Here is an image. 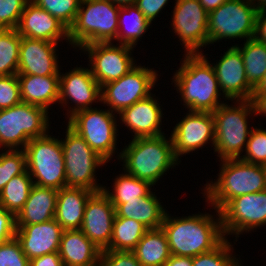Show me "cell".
Listing matches in <instances>:
<instances>
[{
  "label": "cell",
  "mask_w": 266,
  "mask_h": 266,
  "mask_svg": "<svg viewBox=\"0 0 266 266\" xmlns=\"http://www.w3.org/2000/svg\"><path fill=\"white\" fill-rule=\"evenodd\" d=\"M173 217L168 211L162 223L171 255L194 257L212 251L224 239L220 211Z\"/></svg>",
  "instance_id": "cell-1"
},
{
  "label": "cell",
  "mask_w": 266,
  "mask_h": 266,
  "mask_svg": "<svg viewBox=\"0 0 266 266\" xmlns=\"http://www.w3.org/2000/svg\"><path fill=\"white\" fill-rule=\"evenodd\" d=\"M172 77L188 111L214 112L223 102L213 64L204 53L184 54Z\"/></svg>",
  "instance_id": "cell-2"
},
{
  "label": "cell",
  "mask_w": 266,
  "mask_h": 266,
  "mask_svg": "<svg viewBox=\"0 0 266 266\" xmlns=\"http://www.w3.org/2000/svg\"><path fill=\"white\" fill-rule=\"evenodd\" d=\"M166 137L163 134L132 139L120 153L117 152L118 160H123L124 172L149 182L154 188L170 168L181 162L174 154L171 136Z\"/></svg>",
  "instance_id": "cell-3"
},
{
  "label": "cell",
  "mask_w": 266,
  "mask_h": 266,
  "mask_svg": "<svg viewBox=\"0 0 266 266\" xmlns=\"http://www.w3.org/2000/svg\"><path fill=\"white\" fill-rule=\"evenodd\" d=\"M220 166L218 178L207 182L202 193L206 196L205 202L214 210L220 211L237 196L266 190V166L250 164L239 158L221 160Z\"/></svg>",
  "instance_id": "cell-4"
},
{
  "label": "cell",
  "mask_w": 266,
  "mask_h": 266,
  "mask_svg": "<svg viewBox=\"0 0 266 266\" xmlns=\"http://www.w3.org/2000/svg\"><path fill=\"white\" fill-rule=\"evenodd\" d=\"M120 6L110 0H81L74 24L69 29L73 48L117 41Z\"/></svg>",
  "instance_id": "cell-5"
},
{
  "label": "cell",
  "mask_w": 266,
  "mask_h": 266,
  "mask_svg": "<svg viewBox=\"0 0 266 266\" xmlns=\"http://www.w3.org/2000/svg\"><path fill=\"white\" fill-rule=\"evenodd\" d=\"M227 103L221 104L212 112L215 128L213 150L218 153L219 160L240 158L253 129V126L248 127V118L254 114L252 102L234 100V106Z\"/></svg>",
  "instance_id": "cell-6"
},
{
  "label": "cell",
  "mask_w": 266,
  "mask_h": 266,
  "mask_svg": "<svg viewBox=\"0 0 266 266\" xmlns=\"http://www.w3.org/2000/svg\"><path fill=\"white\" fill-rule=\"evenodd\" d=\"M48 110L21 102L13 107L0 110V149L24 150L33 138L49 132Z\"/></svg>",
  "instance_id": "cell-7"
},
{
  "label": "cell",
  "mask_w": 266,
  "mask_h": 266,
  "mask_svg": "<svg viewBox=\"0 0 266 266\" xmlns=\"http://www.w3.org/2000/svg\"><path fill=\"white\" fill-rule=\"evenodd\" d=\"M27 171L33 183L57 190L66 187L64 157L60 140L49 133L31 139L24 148Z\"/></svg>",
  "instance_id": "cell-8"
},
{
  "label": "cell",
  "mask_w": 266,
  "mask_h": 266,
  "mask_svg": "<svg viewBox=\"0 0 266 266\" xmlns=\"http://www.w3.org/2000/svg\"><path fill=\"white\" fill-rule=\"evenodd\" d=\"M65 130V139H61V145L66 187H82L93 192L101 191L103 186L97 183L95 172L99 167L106 165L107 161L96 153L69 125Z\"/></svg>",
  "instance_id": "cell-9"
},
{
  "label": "cell",
  "mask_w": 266,
  "mask_h": 266,
  "mask_svg": "<svg viewBox=\"0 0 266 266\" xmlns=\"http://www.w3.org/2000/svg\"><path fill=\"white\" fill-rule=\"evenodd\" d=\"M257 9L249 0H227L208 13V45L223 39H251Z\"/></svg>",
  "instance_id": "cell-10"
},
{
  "label": "cell",
  "mask_w": 266,
  "mask_h": 266,
  "mask_svg": "<svg viewBox=\"0 0 266 266\" xmlns=\"http://www.w3.org/2000/svg\"><path fill=\"white\" fill-rule=\"evenodd\" d=\"M117 114L109 109L90 108L76 112L68 119V125L107 162L115 155L118 128Z\"/></svg>",
  "instance_id": "cell-11"
},
{
  "label": "cell",
  "mask_w": 266,
  "mask_h": 266,
  "mask_svg": "<svg viewBox=\"0 0 266 266\" xmlns=\"http://www.w3.org/2000/svg\"><path fill=\"white\" fill-rule=\"evenodd\" d=\"M158 71L148 66L136 65L118 80L101 87V102L109 110L119 114L125 108L148 97L158 79Z\"/></svg>",
  "instance_id": "cell-12"
},
{
  "label": "cell",
  "mask_w": 266,
  "mask_h": 266,
  "mask_svg": "<svg viewBox=\"0 0 266 266\" xmlns=\"http://www.w3.org/2000/svg\"><path fill=\"white\" fill-rule=\"evenodd\" d=\"M113 43L98 42L79 48L88 54L89 69L101 87L118 80L137 65L131 52L134 47Z\"/></svg>",
  "instance_id": "cell-13"
},
{
  "label": "cell",
  "mask_w": 266,
  "mask_h": 266,
  "mask_svg": "<svg viewBox=\"0 0 266 266\" xmlns=\"http://www.w3.org/2000/svg\"><path fill=\"white\" fill-rule=\"evenodd\" d=\"M222 230L225 238L250 232L266 225V190L237 196L221 210Z\"/></svg>",
  "instance_id": "cell-14"
},
{
  "label": "cell",
  "mask_w": 266,
  "mask_h": 266,
  "mask_svg": "<svg viewBox=\"0 0 266 266\" xmlns=\"http://www.w3.org/2000/svg\"><path fill=\"white\" fill-rule=\"evenodd\" d=\"M172 31L178 35L186 54L202 53L208 45V13L199 0H175Z\"/></svg>",
  "instance_id": "cell-15"
},
{
  "label": "cell",
  "mask_w": 266,
  "mask_h": 266,
  "mask_svg": "<svg viewBox=\"0 0 266 266\" xmlns=\"http://www.w3.org/2000/svg\"><path fill=\"white\" fill-rule=\"evenodd\" d=\"M69 72L59 77V104L68 106V119L76 112L93 108L92 103H101V86L92 76L89 67H74ZM71 101V102H69ZM70 113V114H69Z\"/></svg>",
  "instance_id": "cell-16"
},
{
  "label": "cell",
  "mask_w": 266,
  "mask_h": 266,
  "mask_svg": "<svg viewBox=\"0 0 266 266\" xmlns=\"http://www.w3.org/2000/svg\"><path fill=\"white\" fill-rule=\"evenodd\" d=\"M171 139L178 160L181 155L199 151L207 143H211L213 145L211 147H214L215 128L212 112L188 111L186 116L173 127Z\"/></svg>",
  "instance_id": "cell-17"
},
{
  "label": "cell",
  "mask_w": 266,
  "mask_h": 266,
  "mask_svg": "<svg viewBox=\"0 0 266 266\" xmlns=\"http://www.w3.org/2000/svg\"><path fill=\"white\" fill-rule=\"evenodd\" d=\"M213 68L225 101L251 99L254 87L247 80L243 58L237 45L227 49Z\"/></svg>",
  "instance_id": "cell-18"
},
{
  "label": "cell",
  "mask_w": 266,
  "mask_h": 266,
  "mask_svg": "<svg viewBox=\"0 0 266 266\" xmlns=\"http://www.w3.org/2000/svg\"><path fill=\"white\" fill-rule=\"evenodd\" d=\"M115 217V207L104 191L94 192L86 203L80 230L99 249L106 250L112 238Z\"/></svg>",
  "instance_id": "cell-19"
},
{
  "label": "cell",
  "mask_w": 266,
  "mask_h": 266,
  "mask_svg": "<svg viewBox=\"0 0 266 266\" xmlns=\"http://www.w3.org/2000/svg\"><path fill=\"white\" fill-rule=\"evenodd\" d=\"M56 47L58 43L22 37L17 74L60 75Z\"/></svg>",
  "instance_id": "cell-20"
},
{
  "label": "cell",
  "mask_w": 266,
  "mask_h": 266,
  "mask_svg": "<svg viewBox=\"0 0 266 266\" xmlns=\"http://www.w3.org/2000/svg\"><path fill=\"white\" fill-rule=\"evenodd\" d=\"M154 97L155 94H150L119 113V121L134 133L133 139L164 134L161 128L163 108L158 103V98Z\"/></svg>",
  "instance_id": "cell-21"
},
{
  "label": "cell",
  "mask_w": 266,
  "mask_h": 266,
  "mask_svg": "<svg viewBox=\"0 0 266 266\" xmlns=\"http://www.w3.org/2000/svg\"><path fill=\"white\" fill-rule=\"evenodd\" d=\"M22 37L43 39L58 43L60 39L69 42V29L46 10L29 1L16 28Z\"/></svg>",
  "instance_id": "cell-22"
},
{
  "label": "cell",
  "mask_w": 266,
  "mask_h": 266,
  "mask_svg": "<svg viewBox=\"0 0 266 266\" xmlns=\"http://www.w3.org/2000/svg\"><path fill=\"white\" fill-rule=\"evenodd\" d=\"M63 229L55 219L33 225H16L15 237L29 260L58 252Z\"/></svg>",
  "instance_id": "cell-23"
},
{
  "label": "cell",
  "mask_w": 266,
  "mask_h": 266,
  "mask_svg": "<svg viewBox=\"0 0 266 266\" xmlns=\"http://www.w3.org/2000/svg\"><path fill=\"white\" fill-rule=\"evenodd\" d=\"M101 252L81 230H63L58 253L64 266H99Z\"/></svg>",
  "instance_id": "cell-24"
},
{
  "label": "cell",
  "mask_w": 266,
  "mask_h": 266,
  "mask_svg": "<svg viewBox=\"0 0 266 266\" xmlns=\"http://www.w3.org/2000/svg\"><path fill=\"white\" fill-rule=\"evenodd\" d=\"M94 192L82 187L58 190L54 219L63 230H80L87 201Z\"/></svg>",
  "instance_id": "cell-25"
},
{
  "label": "cell",
  "mask_w": 266,
  "mask_h": 266,
  "mask_svg": "<svg viewBox=\"0 0 266 266\" xmlns=\"http://www.w3.org/2000/svg\"><path fill=\"white\" fill-rule=\"evenodd\" d=\"M58 190L33 185L22 210L16 215V225H33L54 219Z\"/></svg>",
  "instance_id": "cell-26"
},
{
  "label": "cell",
  "mask_w": 266,
  "mask_h": 266,
  "mask_svg": "<svg viewBox=\"0 0 266 266\" xmlns=\"http://www.w3.org/2000/svg\"><path fill=\"white\" fill-rule=\"evenodd\" d=\"M21 100L24 103L50 109L51 104L59 101L60 75L36 76L17 74Z\"/></svg>",
  "instance_id": "cell-27"
},
{
  "label": "cell",
  "mask_w": 266,
  "mask_h": 266,
  "mask_svg": "<svg viewBox=\"0 0 266 266\" xmlns=\"http://www.w3.org/2000/svg\"><path fill=\"white\" fill-rule=\"evenodd\" d=\"M155 192L151 191L145 197L126 200V203L112 204L116 217H126L140 222L148 229L162 227L167 210L161 205Z\"/></svg>",
  "instance_id": "cell-28"
},
{
  "label": "cell",
  "mask_w": 266,
  "mask_h": 266,
  "mask_svg": "<svg viewBox=\"0 0 266 266\" xmlns=\"http://www.w3.org/2000/svg\"><path fill=\"white\" fill-rule=\"evenodd\" d=\"M141 266H164L171 256L168 239L161 228L149 229L133 250Z\"/></svg>",
  "instance_id": "cell-29"
},
{
  "label": "cell",
  "mask_w": 266,
  "mask_h": 266,
  "mask_svg": "<svg viewBox=\"0 0 266 266\" xmlns=\"http://www.w3.org/2000/svg\"><path fill=\"white\" fill-rule=\"evenodd\" d=\"M150 26L151 23L145 18L135 4L120 7L118 14L117 41L122 45L135 47L138 40H140L139 38L148 31Z\"/></svg>",
  "instance_id": "cell-30"
},
{
  "label": "cell",
  "mask_w": 266,
  "mask_h": 266,
  "mask_svg": "<svg viewBox=\"0 0 266 266\" xmlns=\"http://www.w3.org/2000/svg\"><path fill=\"white\" fill-rule=\"evenodd\" d=\"M148 230L134 219L115 217L112 238L106 250L133 251Z\"/></svg>",
  "instance_id": "cell-31"
},
{
  "label": "cell",
  "mask_w": 266,
  "mask_h": 266,
  "mask_svg": "<svg viewBox=\"0 0 266 266\" xmlns=\"http://www.w3.org/2000/svg\"><path fill=\"white\" fill-rule=\"evenodd\" d=\"M33 185V180L27 170L13 177L0 192V207L16 217L26 203Z\"/></svg>",
  "instance_id": "cell-32"
},
{
  "label": "cell",
  "mask_w": 266,
  "mask_h": 266,
  "mask_svg": "<svg viewBox=\"0 0 266 266\" xmlns=\"http://www.w3.org/2000/svg\"><path fill=\"white\" fill-rule=\"evenodd\" d=\"M125 173V174H124ZM119 174L114 179L113 191H109V187L103 186L104 193L110 199L112 204L126 203V200L138 199V197H145L151 192V185L149 182L140 180L139 178L130 175L126 172Z\"/></svg>",
  "instance_id": "cell-33"
},
{
  "label": "cell",
  "mask_w": 266,
  "mask_h": 266,
  "mask_svg": "<svg viewBox=\"0 0 266 266\" xmlns=\"http://www.w3.org/2000/svg\"><path fill=\"white\" fill-rule=\"evenodd\" d=\"M237 47L243 58L247 80L255 88L266 72V45L251 38Z\"/></svg>",
  "instance_id": "cell-34"
},
{
  "label": "cell",
  "mask_w": 266,
  "mask_h": 266,
  "mask_svg": "<svg viewBox=\"0 0 266 266\" xmlns=\"http://www.w3.org/2000/svg\"><path fill=\"white\" fill-rule=\"evenodd\" d=\"M21 38L16 29H0V76L17 74Z\"/></svg>",
  "instance_id": "cell-35"
},
{
  "label": "cell",
  "mask_w": 266,
  "mask_h": 266,
  "mask_svg": "<svg viewBox=\"0 0 266 266\" xmlns=\"http://www.w3.org/2000/svg\"><path fill=\"white\" fill-rule=\"evenodd\" d=\"M231 244L225 238L212 251L194 256L192 258V266H242L237 256H233L234 248Z\"/></svg>",
  "instance_id": "cell-36"
},
{
  "label": "cell",
  "mask_w": 266,
  "mask_h": 266,
  "mask_svg": "<svg viewBox=\"0 0 266 266\" xmlns=\"http://www.w3.org/2000/svg\"><path fill=\"white\" fill-rule=\"evenodd\" d=\"M46 10L68 29L74 24L81 0H30Z\"/></svg>",
  "instance_id": "cell-37"
},
{
  "label": "cell",
  "mask_w": 266,
  "mask_h": 266,
  "mask_svg": "<svg viewBox=\"0 0 266 266\" xmlns=\"http://www.w3.org/2000/svg\"><path fill=\"white\" fill-rule=\"evenodd\" d=\"M27 170L24 150H3L0 152V192L15 176Z\"/></svg>",
  "instance_id": "cell-38"
},
{
  "label": "cell",
  "mask_w": 266,
  "mask_h": 266,
  "mask_svg": "<svg viewBox=\"0 0 266 266\" xmlns=\"http://www.w3.org/2000/svg\"><path fill=\"white\" fill-rule=\"evenodd\" d=\"M244 151L246 154L240 156V160L266 166V129L261 125L253 127Z\"/></svg>",
  "instance_id": "cell-39"
},
{
  "label": "cell",
  "mask_w": 266,
  "mask_h": 266,
  "mask_svg": "<svg viewBox=\"0 0 266 266\" xmlns=\"http://www.w3.org/2000/svg\"><path fill=\"white\" fill-rule=\"evenodd\" d=\"M30 0H0V29H16Z\"/></svg>",
  "instance_id": "cell-40"
},
{
  "label": "cell",
  "mask_w": 266,
  "mask_h": 266,
  "mask_svg": "<svg viewBox=\"0 0 266 266\" xmlns=\"http://www.w3.org/2000/svg\"><path fill=\"white\" fill-rule=\"evenodd\" d=\"M21 102L17 74L0 76V110L13 107Z\"/></svg>",
  "instance_id": "cell-41"
},
{
  "label": "cell",
  "mask_w": 266,
  "mask_h": 266,
  "mask_svg": "<svg viewBox=\"0 0 266 266\" xmlns=\"http://www.w3.org/2000/svg\"><path fill=\"white\" fill-rule=\"evenodd\" d=\"M0 266H29V259L16 237L0 244Z\"/></svg>",
  "instance_id": "cell-42"
},
{
  "label": "cell",
  "mask_w": 266,
  "mask_h": 266,
  "mask_svg": "<svg viewBox=\"0 0 266 266\" xmlns=\"http://www.w3.org/2000/svg\"><path fill=\"white\" fill-rule=\"evenodd\" d=\"M99 266H141L133 251L103 250Z\"/></svg>",
  "instance_id": "cell-43"
},
{
  "label": "cell",
  "mask_w": 266,
  "mask_h": 266,
  "mask_svg": "<svg viewBox=\"0 0 266 266\" xmlns=\"http://www.w3.org/2000/svg\"><path fill=\"white\" fill-rule=\"evenodd\" d=\"M16 218L3 207H0V244L15 237Z\"/></svg>",
  "instance_id": "cell-44"
},
{
  "label": "cell",
  "mask_w": 266,
  "mask_h": 266,
  "mask_svg": "<svg viewBox=\"0 0 266 266\" xmlns=\"http://www.w3.org/2000/svg\"><path fill=\"white\" fill-rule=\"evenodd\" d=\"M168 2L169 0H137L135 5L145 18L152 23Z\"/></svg>",
  "instance_id": "cell-45"
},
{
  "label": "cell",
  "mask_w": 266,
  "mask_h": 266,
  "mask_svg": "<svg viewBox=\"0 0 266 266\" xmlns=\"http://www.w3.org/2000/svg\"><path fill=\"white\" fill-rule=\"evenodd\" d=\"M29 266H64L58 252L45 254L29 260Z\"/></svg>",
  "instance_id": "cell-46"
},
{
  "label": "cell",
  "mask_w": 266,
  "mask_h": 266,
  "mask_svg": "<svg viewBox=\"0 0 266 266\" xmlns=\"http://www.w3.org/2000/svg\"><path fill=\"white\" fill-rule=\"evenodd\" d=\"M253 38L266 45V10L257 11Z\"/></svg>",
  "instance_id": "cell-47"
},
{
  "label": "cell",
  "mask_w": 266,
  "mask_h": 266,
  "mask_svg": "<svg viewBox=\"0 0 266 266\" xmlns=\"http://www.w3.org/2000/svg\"><path fill=\"white\" fill-rule=\"evenodd\" d=\"M254 109V116H266V93H253L250 99Z\"/></svg>",
  "instance_id": "cell-48"
},
{
  "label": "cell",
  "mask_w": 266,
  "mask_h": 266,
  "mask_svg": "<svg viewBox=\"0 0 266 266\" xmlns=\"http://www.w3.org/2000/svg\"><path fill=\"white\" fill-rule=\"evenodd\" d=\"M164 266H192V257L171 255Z\"/></svg>",
  "instance_id": "cell-49"
},
{
  "label": "cell",
  "mask_w": 266,
  "mask_h": 266,
  "mask_svg": "<svg viewBox=\"0 0 266 266\" xmlns=\"http://www.w3.org/2000/svg\"><path fill=\"white\" fill-rule=\"evenodd\" d=\"M227 0H199L200 4L204 7L207 13H210L213 10H216Z\"/></svg>",
  "instance_id": "cell-50"
},
{
  "label": "cell",
  "mask_w": 266,
  "mask_h": 266,
  "mask_svg": "<svg viewBox=\"0 0 266 266\" xmlns=\"http://www.w3.org/2000/svg\"><path fill=\"white\" fill-rule=\"evenodd\" d=\"M253 93H266V72L264 74L263 79L254 88V92Z\"/></svg>",
  "instance_id": "cell-51"
},
{
  "label": "cell",
  "mask_w": 266,
  "mask_h": 266,
  "mask_svg": "<svg viewBox=\"0 0 266 266\" xmlns=\"http://www.w3.org/2000/svg\"><path fill=\"white\" fill-rule=\"evenodd\" d=\"M257 9V11L260 10H266V0H249Z\"/></svg>",
  "instance_id": "cell-52"
},
{
  "label": "cell",
  "mask_w": 266,
  "mask_h": 266,
  "mask_svg": "<svg viewBox=\"0 0 266 266\" xmlns=\"http://www.w3.org/2000/svg\"><path fill=\"white\" fill-rule=\"evenodd\" d=\"M110 1L120 7L126 5H134L137 2V0H110Z\"/></svg>",
  "instance_id": "cell-53"
}]
</instances>
